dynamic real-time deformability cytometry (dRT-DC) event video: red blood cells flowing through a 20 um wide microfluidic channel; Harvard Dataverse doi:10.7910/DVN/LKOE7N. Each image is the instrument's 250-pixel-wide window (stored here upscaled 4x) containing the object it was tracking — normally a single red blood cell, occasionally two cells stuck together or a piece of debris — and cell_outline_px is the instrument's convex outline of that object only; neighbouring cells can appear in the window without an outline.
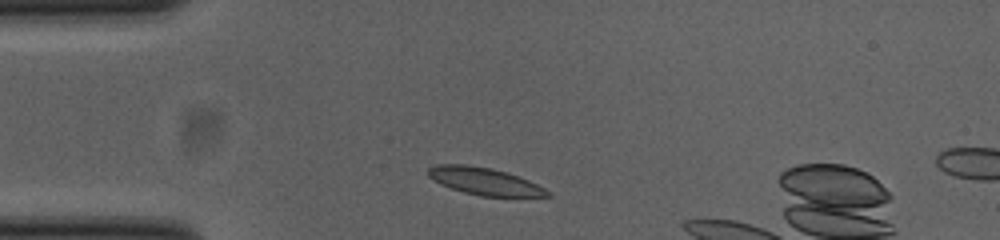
{"species": "common noctule bat (a hibernating species)", "species_latin": "Nyctalus noctula", "temperature_condition": "cold", "stored_images_in_passage": 4, "camera_frame_rate_fps": 3000, "um_per_image_px": 0.085, "animal": {"sex": "female", "body_mass_g": 23.0, "forearm_length_mm": 53.4}, "frame": {"image": 1, "passage_image": 1, "time_ms": 0.0, "image_size_px": [1000, 240], "cell_outline_px": [[548, 196], [484, 196], [468, 192], [444, 184], [436, 180], [428, 172], [432, 168], [452, 164], [488, 168], [504, 172], [516, 176], [548, 192]], "centroid_in_image_um": [41.21, 15.42], "position_along_channel_um": 43.8, "area_um2": 16.99}}